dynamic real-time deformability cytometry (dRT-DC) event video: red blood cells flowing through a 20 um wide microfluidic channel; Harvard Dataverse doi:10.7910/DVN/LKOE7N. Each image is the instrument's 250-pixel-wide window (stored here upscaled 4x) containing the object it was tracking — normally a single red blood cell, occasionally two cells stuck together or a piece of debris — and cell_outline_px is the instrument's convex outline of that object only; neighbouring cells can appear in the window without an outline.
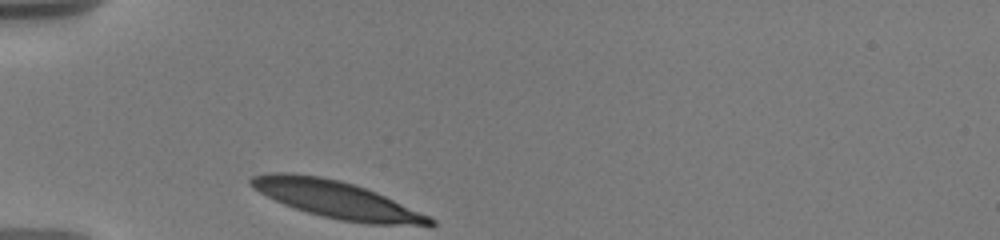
{"species": "human", "species_latin": "Homo sapiens", "temperature_condition": "warm", "stored_images_in_passage": 25, "camera_frame_rate_fps": 3000, "um_per_image_px": 0.085, "donor": {"sex": "male"}, "frame": {"image": 1, "passage_image": 1, "time_ms": 0.0, "image_size_px": [1000, 240], "cell_outline_px": [[436, 224], [368, 224], [340, 220], [308, 212], [284, 204], [252, 188], [248, 184], [248, 180], [252, 176], [268, 172], [288, 172], [320, 176], [340, 180], [376, 192], [428, 216], [436, 220]], "centroid_in_image_um": [28.51, 16.93], "position_along_channel_um": 56.5, "area_um2": 37.97}}
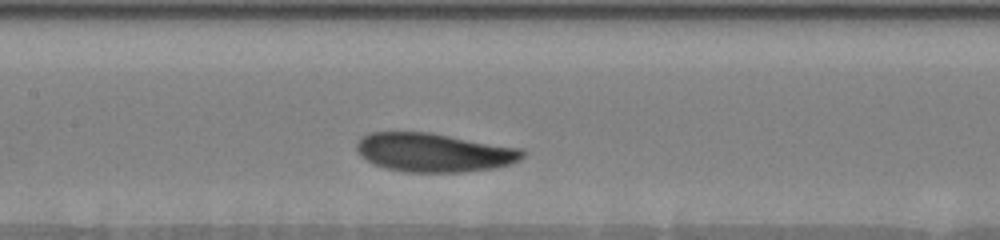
{"frame": {"image": 2, "passage_image": 9, "time_ms": 3.667, "image_size_px": [1000, 240], "cell_outline_px": [[528, 152], [520, 160], [496, 168], [460, 172], [404, 172], [384, 168], [372, 164], [360, 156], [356, 152], [356, 144], [360, 136], [368, 132], [428, 132], [520, 148]], "centroid_in_image_um": [36.83, 12.96], "position_along_channel_um": 170.6, "area_um2": 37.8}}
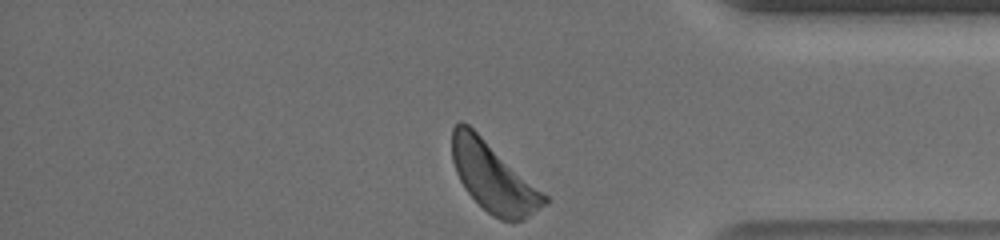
{"frame": {"image": 3, "passage_image": 25, "time_ms": 10.333, "image_size_px": [1000, 240], "cell_outline_px": [[548, 204], [524, 220], [512, 224], [500, 220], [492, 216], [464, 188], [456, 172], [452, 160], [452, 128], [460, 120], [468, 124], [548, 196]], "centroid_in_image_um": [41.95, 15.11], "position_along_channel_um": 393.2, "area_um2": 37.22}, "authors_computed_cell_mechanics": {"area_um2": 37.3388, "velocity_mm_per_s": 3.5369, "shape_relaxation_time_tau1_ms": 1.3784, "shape_relaxation_time_tau2_ms": null, "deformation_change_tau1": 0.0845, "deformation_change_tau2": null}}